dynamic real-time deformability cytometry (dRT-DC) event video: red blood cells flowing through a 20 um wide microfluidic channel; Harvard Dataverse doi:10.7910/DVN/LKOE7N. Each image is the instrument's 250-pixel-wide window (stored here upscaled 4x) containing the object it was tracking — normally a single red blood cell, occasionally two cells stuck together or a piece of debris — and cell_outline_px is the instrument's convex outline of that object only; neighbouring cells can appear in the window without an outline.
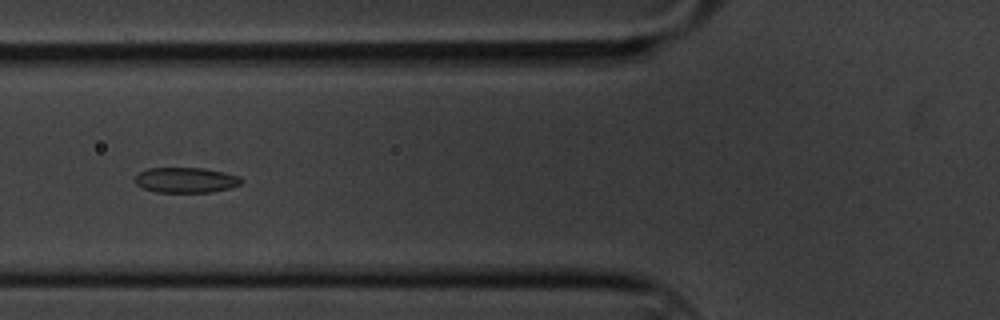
{"species": "common noctule bat (a hibernating species)", "species_latin": "Nyctalus noctula", "temperature_condition": "cold", "stored_images_in_passage": 45, "camera_frame_rate_fps": 3000, "um_per_image_px": 0.085, "animal": {"sex": "male", "body_mass_g": 20.1, "forearm_length_mm": 53.5}, "frame": {"image": 1, "passage_image": 8, "time_ms": 2.333, "image_size_px": [1000, 320], "cell_outline_px": [[244, 180], [240, 184], [228, 188], [212, 192], [156, 192], [144, 188], [136, 184], [132, 180], [140, 172], [148, 168], [204, 168], [224, 172], [240, 176]], "centroid_in_image_um": [15.8, 15.3], "position_along_channel_um": 110.0, "area_um2": 15.72}}
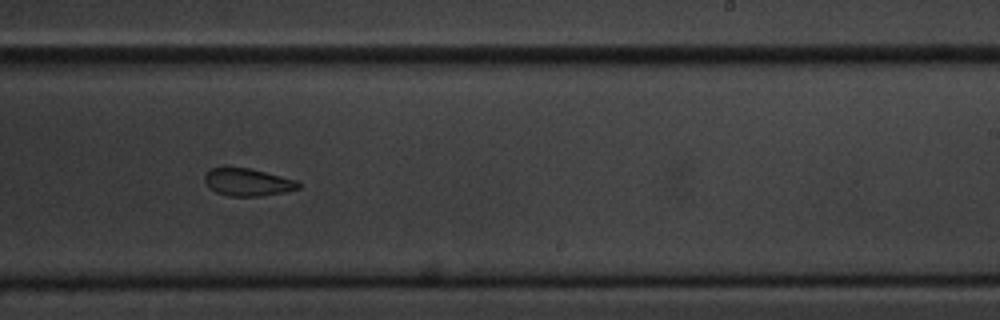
{"frame": {"image": 2, "passage_image": 22, "time_ms": 7.0, "image_size_px": [1000, 320], "cell_outline_px": [[300, 188], [284, 192], [260, 196], [228, 196], [216, 192], [204, 180], [204, 176], [212, 168], [248, 168], [296, 180], [300, 184]], "centroid_in_image_um": [21.07, 15.5], "position_along_channel_um": 267.9, "area_um2": 14.62}}
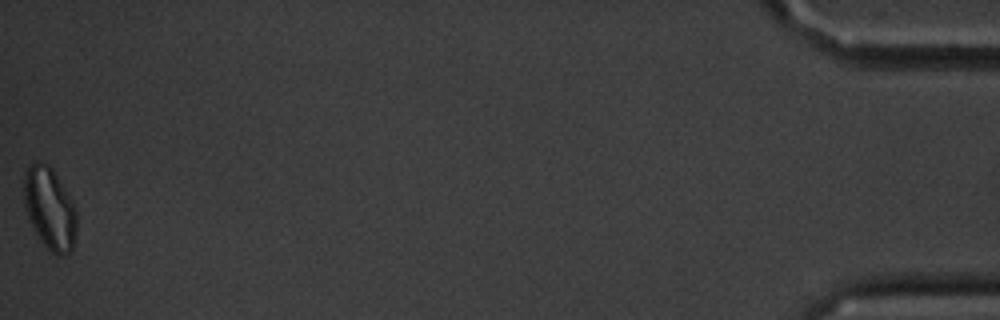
{"frame": {"image": 3, "passage_image": 45, "time_ms": 14.667, "image_size_px": [1000, 320], "cell_outline_px": [[76, 228], [72, 248], [64, 256], [56, 256], [44, 244], [36, 232], [24, 208], [24, 172], [32, 160], [36, 160], [48, 164], [52, 168], [64, 188], [76, 212]], "centroid_in_image_um": [4.19, 17.68], "position_along_channel_um": 431.0, "area_um2": 24.91}, "authors_computed_cell_mechanics": {"area_um2": 16.2418, "velocity_mm_per_s": 3.3818, "shape_relaxation_time_tau1_ms": 6.9949, "shape_relaxation_time_tau2_ms": 6.2982, "deformation_change_tau1": 0.1315, "deformation_change_tau2": 0.114}}